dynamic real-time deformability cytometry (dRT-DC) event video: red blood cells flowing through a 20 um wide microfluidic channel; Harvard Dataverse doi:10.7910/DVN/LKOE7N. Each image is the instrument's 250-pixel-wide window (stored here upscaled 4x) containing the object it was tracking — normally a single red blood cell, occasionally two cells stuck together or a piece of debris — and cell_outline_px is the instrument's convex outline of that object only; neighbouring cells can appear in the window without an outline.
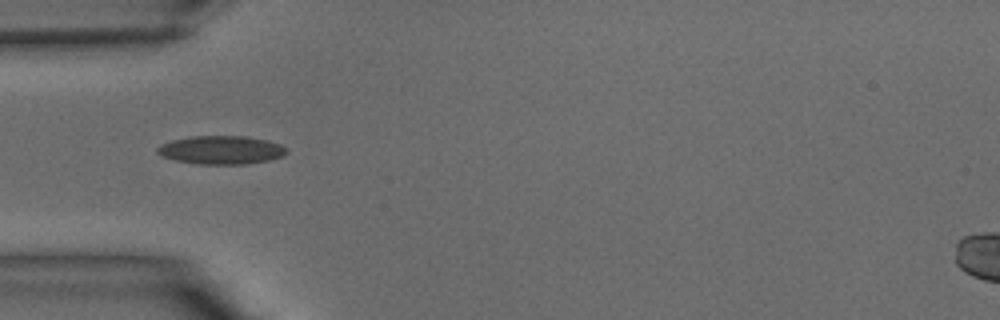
{"species": "common noctule bat (a hibernating species)", "species_latin": "Nyctalus noctula", "temperature_condition": "warm", "stored_images_in_passage": 3, "camera_frame_rate_fps": 3000, "um_per_image_px": 0.085, "animal": {"sex": "male", "body_mass_g": 15.6}, "frame": {"image": 1, "passage_image": 1, "time_ms": 0.0, "image_size_px": [1000, 320], "cell_outline_px": [[288, 152], [284, 156], [268, 160], [248, 164], [196, 164], [176, 160], [160, 156], [156, 152], [156, 148], [160, 144], [172, 140], [192, 136], [248, 136], [268, 140], [280, 144], [288, 148]], "centroid_in_image_um": [18.81, 12.75], "position_along_channel_um": 66.2, "area_um2": 21.68}}